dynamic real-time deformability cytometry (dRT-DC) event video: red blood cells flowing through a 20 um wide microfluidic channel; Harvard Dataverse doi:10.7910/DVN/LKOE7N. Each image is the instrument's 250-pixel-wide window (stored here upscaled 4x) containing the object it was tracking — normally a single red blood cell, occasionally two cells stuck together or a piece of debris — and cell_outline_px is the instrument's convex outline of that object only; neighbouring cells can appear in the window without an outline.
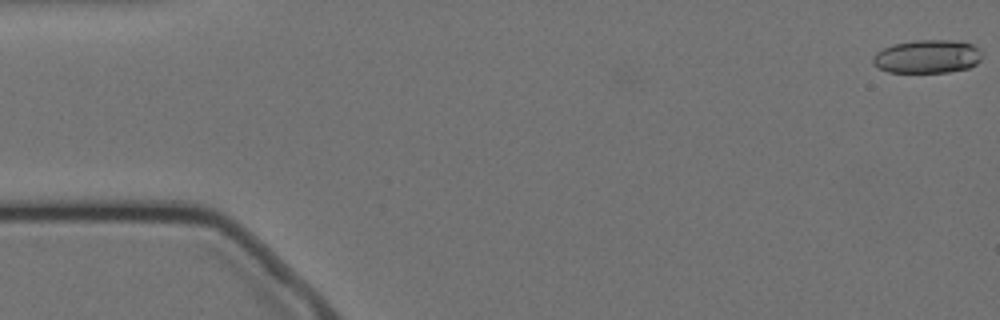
{"species": "Egyptian fruit bat (a non-hibernating species)", "species_latin": "Rousettus aegyptiacus", "temperature_condition": "cold", "stored_images_in_passage": 58, "camera_frame_rate_fps": 3000, "um_per_image_px": 0.085, "animal": {"sex": "female"}, "frame": {"image": 1, "passage_image": 1, "time_ms": 0.0, "image_size_px": [1000, 320], "cell_outline_px": [[980, 60], [976, 64], [968, 68], [948, 72], [888, 72], [872, 64], [872, 60], [876, 52], [892, 44], [916, 40], [952, 40], [972, 44], [980, 48]], "centroid_in_image_um": [78.81, 4.8], "position_along_channel_um": 6.2, "area_um2": 21.21}}
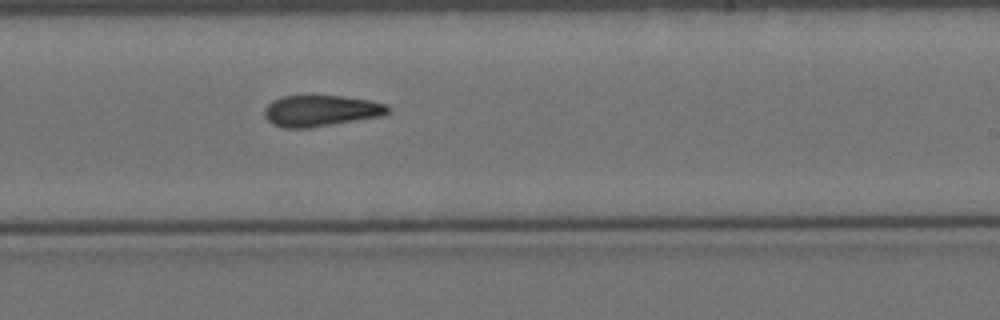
{"frame": {"image": 2, "passage_image": 34, "time_ms": 11.0, "image_size_px": [1000, 320], "cell_outline_px": [[388, 112], [384, 116], [308, 128], [284, 128], [272, 124], [264, 116], [264, 108], [272, 100], [280, 96], [340, 96], [368, 100], [388, 104]], "centroid_in_image_um": [27.25, 9.42], "position_along_channel_um": 261.8, "area_um2": 22.48}}
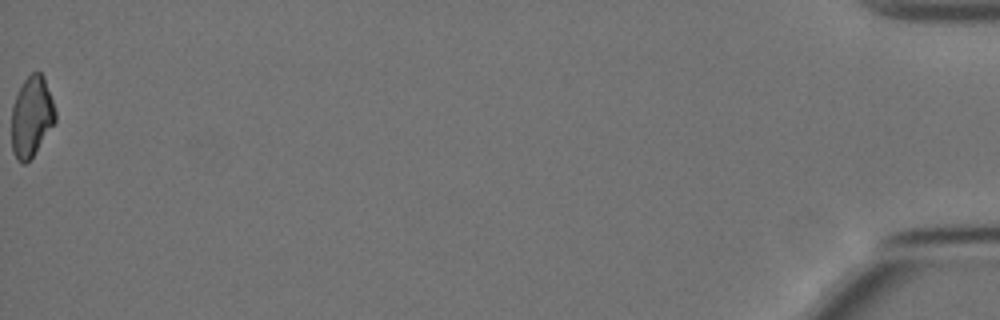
{"frame": {"image": 3, "passage_image": 58, "time_ms": 19.0, "image_size_px": [1000, 320], "cell_outline_px": [[56, 120], [32, 156], [24, 164], [20, 164], [16, 160], [12, 152], [12, 104], [24, 80], [32, 72], [40, 72], [44, 76], [56, 112]], "centroid_in_image_um": [2.67, 9.92], "position_along_channel_um": 432.5, "area_um2": 20.29}}